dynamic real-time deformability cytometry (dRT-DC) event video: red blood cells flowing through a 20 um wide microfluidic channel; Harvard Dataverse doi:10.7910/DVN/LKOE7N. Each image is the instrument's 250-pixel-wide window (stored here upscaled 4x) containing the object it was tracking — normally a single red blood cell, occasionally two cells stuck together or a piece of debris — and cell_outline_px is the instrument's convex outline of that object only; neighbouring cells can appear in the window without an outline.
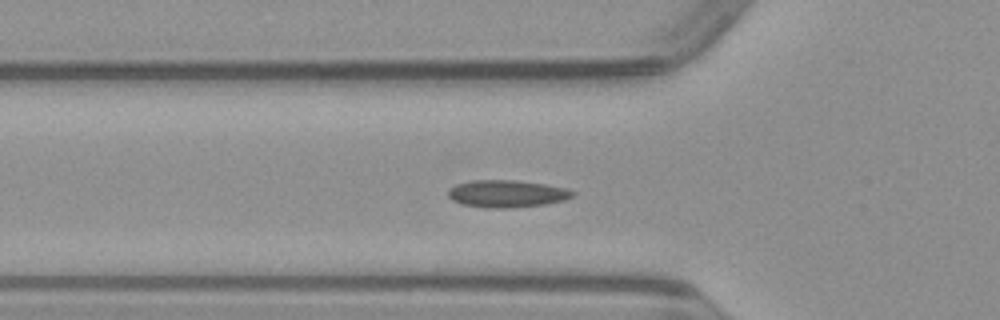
{"species": "common noctule bat (a hibernating species)", "species_latin": "Nyctalus noctula", "temperature_condition": "warm", "stored_images_in_passage": 51, "camera_frame_rate_fps": 3000, "um_per_image_px": 0.085, "animal": {"sex": "male", "body_mass_g": 23.1, "forearm_length_mm": 52.7}, "frame": {"image": 1, "passage_image": 16, "time_ms": 5.0, "image_size_px": [1000, 320], "cell_outline_px": [[576, 192], [572, 196], [564, 200], [544, 204], [508, 208], [492, 208], [460, 204], [452, 200], [448, 196], [448, 188], [456, 184], [472, 180], [516, 180], [548, 184], [564, 188]], "centroid_in_image_um": [43.05, 16.45], "position_along_channel_um": 82.7, "area_um2": 19.83}}
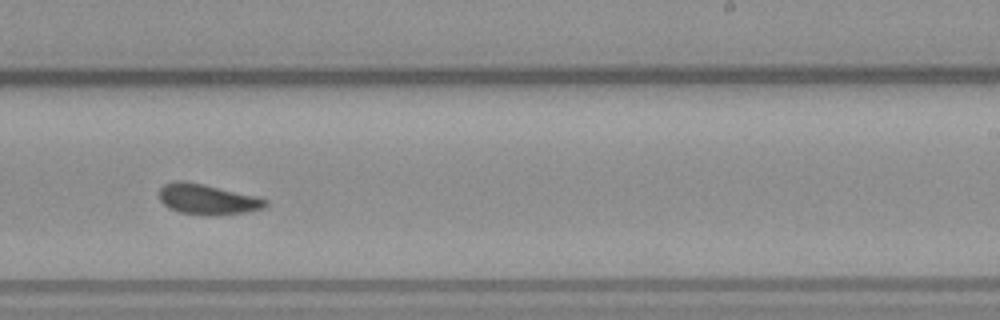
{"frame": {"image": 2, "passage_image": 30, "time_ms": 9.667, "image_size_px": [1000, 320], "cell_outline_px": [[268, 204], [264, 208], [244, 212], [212, 216], [208, 216], [180, 212], [168, 208], [160, 200], [160, 188], [164, 184], [176, 180], [184, 180], [204, 184], [256, 196], [268, 200]], "centroid_in_image_um": [17.62, 16.94], "position_along_channel_um": 271.4, "area_um2": 18.9}}
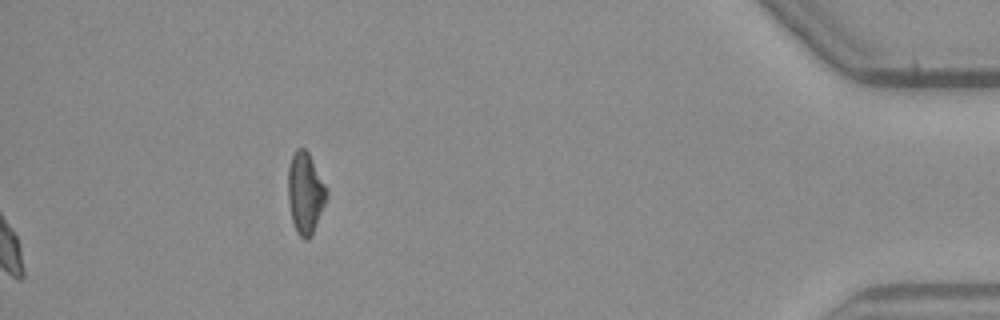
{"frame": {"image": 3, "passage_image": 51, "time_ms": 16.667, "image_size_px": [1000, 320], "cell_outline_px": [[328, 196], [312, 232], [308, 240], [304, 240], [296, 232], [292, 220], [288, 200], [288, 168], [292, 156], [296, 148], [304, 148], [308, 152], [328, 188]], "centroid_in_image_um": [25.95, 16.38], "position_along_channel_um": 409.3, "area_um2": 18.21}}